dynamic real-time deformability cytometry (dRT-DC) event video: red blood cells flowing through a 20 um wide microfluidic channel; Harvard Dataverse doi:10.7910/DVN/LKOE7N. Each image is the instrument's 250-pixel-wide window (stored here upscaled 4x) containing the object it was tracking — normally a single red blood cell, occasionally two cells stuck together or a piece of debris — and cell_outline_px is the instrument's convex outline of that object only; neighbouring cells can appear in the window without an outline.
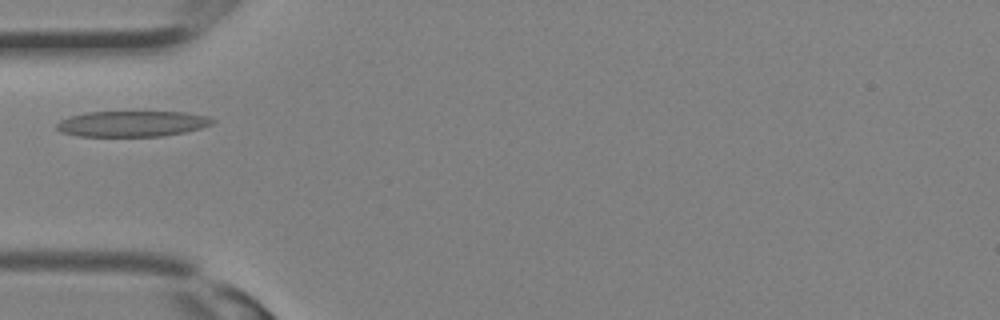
{"species": "Egyptian fruit bat (a non-hibernating species)", "species_latin": "Rousettus aegyptiacus", "temperature_condition": "room temperature", "stored_images_in_passage": 13, "camera_frame_rate_fps": 3000, "um_per_image_px": 0.085, "animal": {"sex": "female"}, "frame": {"image": 1, "passage_image": 6, "time_ms": 1.667, "image_size_px": [1000, 320], "cell_outline_px": [[216, 120], [212, 124], [200, 128], [184, 132], [164, 136], [76, 136], [60, 132], [56, 128], [56, 124], [60, 120], [68, 116], [84, 112], [184, 112], [208, 116]], "centroid_in_image_um": [11.2, 10.51], "position_along_channel_um": 73.8, "area_um2": 23.52}}
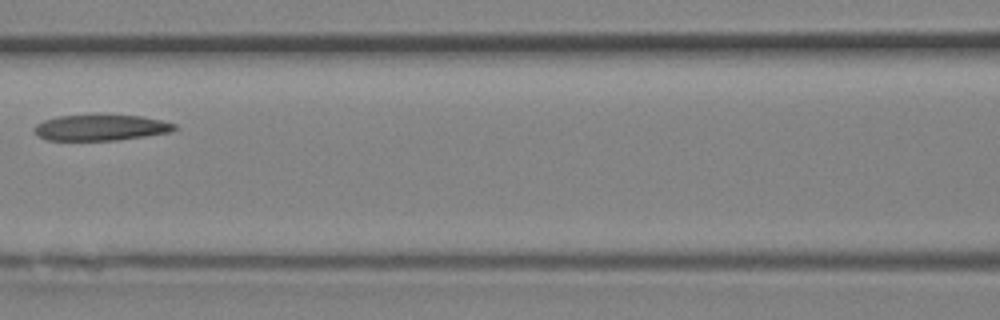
{"frame": {"image": 2, "passage_image": 10, "time_ms": 3.0, "image_size_px": [1000, 320], "cell_outline_px": [[176, 128], [172, 132], [116, 140], [44, 140], [32, 128], [36, 124], [44, 120], [56, 116], [100, 112], [140, 116], [160, 120], [176, 124]], "centroid_in_image_um": [8.54, 10.8], "position_along_channel_um": 158.1, "area_um2": 21.96}}
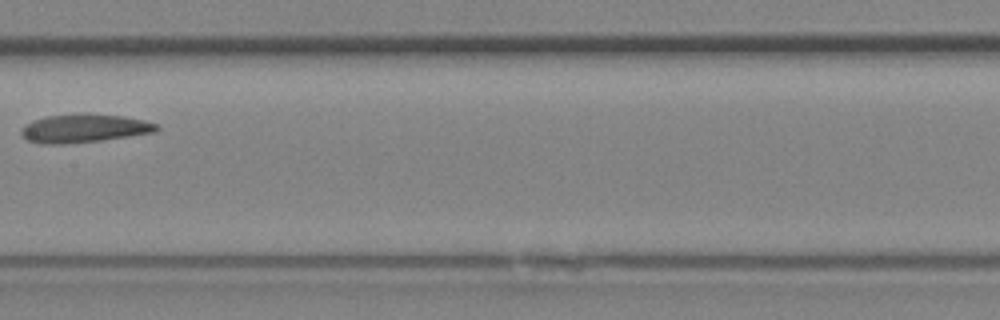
{"frame": {"image": 3, "passage_image": 12, "time_ms": 3.667, "image_size_px": [1000, 320], "cell_outline_px": [[160, 128], [156, 132], [100, 140], [64, 144], [40, 144], [28, 140], [20, 132], [20, 128], [24, 124], [32, 120], [48, 116], [84, 112], [88, 112], [124, 116], [144, 120], [160, 124]], "centroid_in_image_um": [7.16, 10.88], "position_along_channel_um": 200.2, "area_um2": 22.83}}